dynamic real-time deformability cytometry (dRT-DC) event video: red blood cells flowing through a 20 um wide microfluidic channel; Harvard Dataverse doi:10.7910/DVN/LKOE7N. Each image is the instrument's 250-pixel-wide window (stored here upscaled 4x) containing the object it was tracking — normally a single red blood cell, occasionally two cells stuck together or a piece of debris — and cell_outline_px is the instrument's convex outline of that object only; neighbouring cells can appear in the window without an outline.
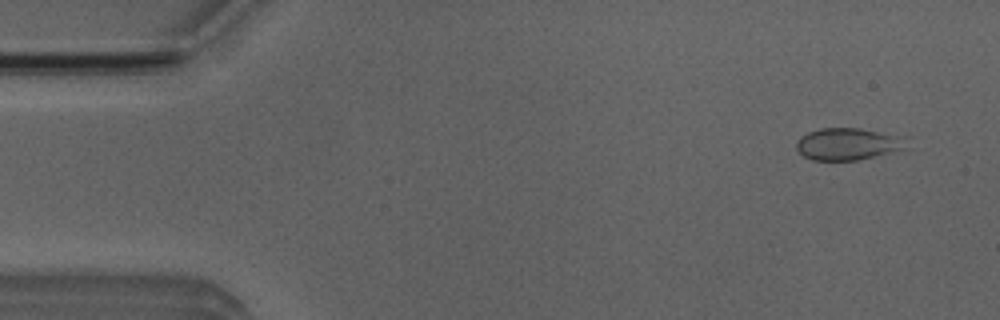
{"species": "Egyptian fruit bat (a non-hibernating species)", "species_latin": "Rousettus aegyptiacus", "temperature_condition": "room temperature", "stored_images_in_passage": 15, "camera_frame_rate_fps": 3000, "um_per_image_px": 0.085, "animal": {"sex": "male"}, "frame": {"image": 1, "passage_image": 3, "time_ms": 0.667, "image_size_px": [1000, 320], "cell_outline_px": [[912, 148], [856, 160], [812, 160], [804, 156], [796, 148], [796, 140], [800, 136], [808, 132], [820, 128], [860, 128], [908, 136]], "centroid_in_image_um": [72.19, 12.22], "position_along_channel_um": 12.8, "area_um2": 21.21}}